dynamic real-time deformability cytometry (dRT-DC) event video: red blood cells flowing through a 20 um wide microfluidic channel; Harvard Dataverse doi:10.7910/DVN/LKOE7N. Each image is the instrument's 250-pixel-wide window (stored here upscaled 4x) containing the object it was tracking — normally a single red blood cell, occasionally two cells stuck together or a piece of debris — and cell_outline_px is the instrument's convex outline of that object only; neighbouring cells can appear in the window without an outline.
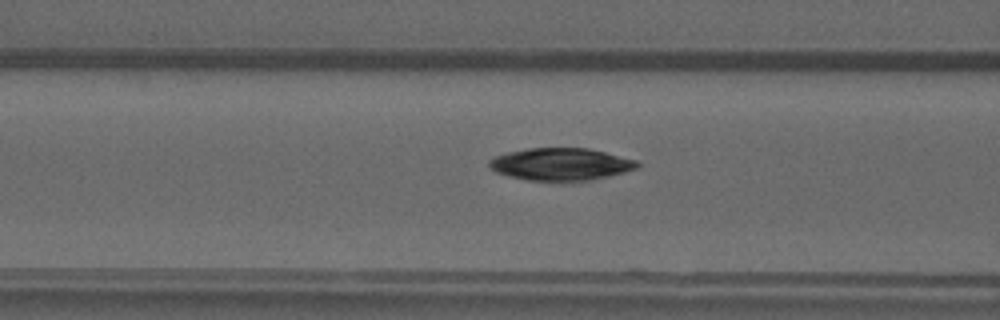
{"species": "common noctule bat (a hibernating species)", "species_latin": "Nyctalus noctula", "temperature_condition": "warm", "stored_images_in_passage": 36, "camera_frame_rate_fps": 3000, "um_per_image_px": 0.085, "animal": {"sex": "male", "forearm_length_mm": 52.5}, "frame": {"image": 1, "passage_image": 7, "time_ms": 2.0, "image_size_px": [1000, 320], "cell_outline_px": [[640, 164], [636, 168], [624, 172], [608, 176], [568, 184], [528, 180], [508, 176], [496, 172], [488, 164], [488, 160], [496, 156], [508, 152], [528, 148], [588, 148], [636, 160]], "centroid_in_image_um": [47.65, 13.99], "position_along_channel_um": 119.0, "area_um2": 28.38}}
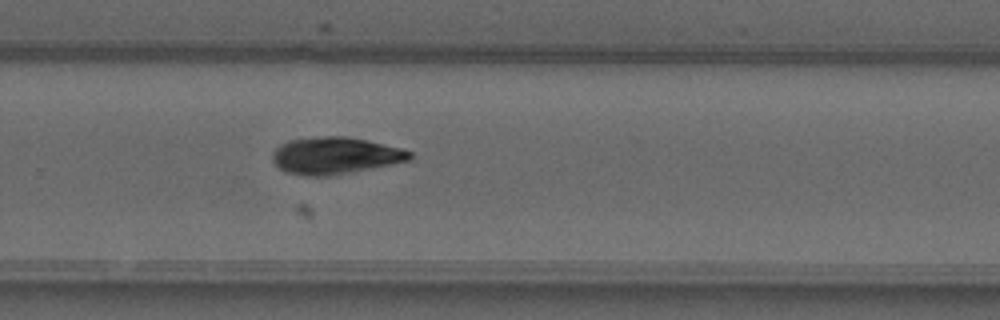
{"frame": {"image": 2, "passage_image": 20, "time_ms": 6.333, "image_size_px": [1000, 320], "cell_outline_px": [[412, 156], [408, 160], [328, 176], [304, 176], [284, 172], [272, 160], [272, 152], [280, 144], [288, 140], [320, 136], [348, 136], [368, 140], [400, 148], [412, 152]], "centroid_in_image_um": [28.42, 13.21], "position_along_channel_um": 301.4, "area_um2": 29.3}}
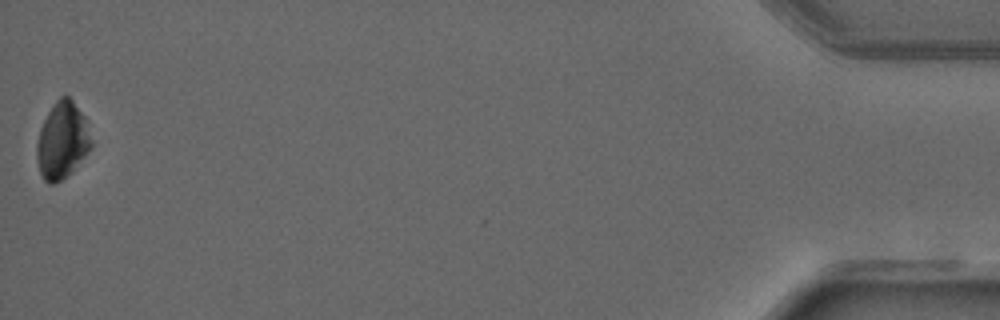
{"frame": {"image": 3, "passage_image": 36, "time_ms": 11.667, "image_size_px": [1000, 320], "cell_outline_px": [[92, 144], [72, 172], [60, 180], [52, 184], [48, 184], [44, 180], [40, 172], [36, 156], [36, 144], [40, 128], [52, 104], [60, 96], [68, 96], [72, 100], [88, 120], [92, 140]], "centroid_in_image_um": [5.29, 11.92], "position_along_channel_um": 429.9, "area_um2": 24.39}}